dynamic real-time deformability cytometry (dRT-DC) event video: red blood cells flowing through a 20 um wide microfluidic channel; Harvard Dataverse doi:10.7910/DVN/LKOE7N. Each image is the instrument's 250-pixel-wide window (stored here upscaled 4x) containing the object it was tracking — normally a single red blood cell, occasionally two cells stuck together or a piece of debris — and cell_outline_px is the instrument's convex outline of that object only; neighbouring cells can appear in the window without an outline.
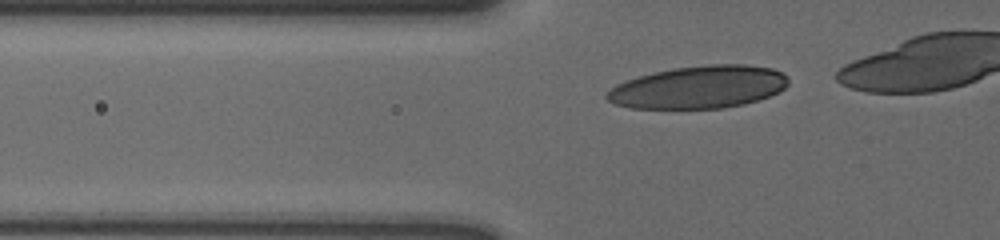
{"species": "human", "species_latin": "Homo sapiens", "temperature_condition": "cold", "stored_images_in_passage": 13, "camera_frame_rate_fps": 3000, "um_per_image_px": 0.085, "donor": {"sex": "male"}, "frame": {"image": 1, "passage_image": 5, "time_ms": 1.333, "image_size_px": [1000, 240], "cell_outline_px": [[788, 84], [780, 92], [744, 104], [724, 108], [632, 108], [616, 104], [608, 100], [604, 96], [616, 84], [640, 76], [672, 68], [708, 64], [744, 64], [772, 68], [784, 72], [788, 76]], "centroid_in_image_um": [59.45, 7.4], "position_along_channel_um": 66.4, "area_um2": 44.97}}
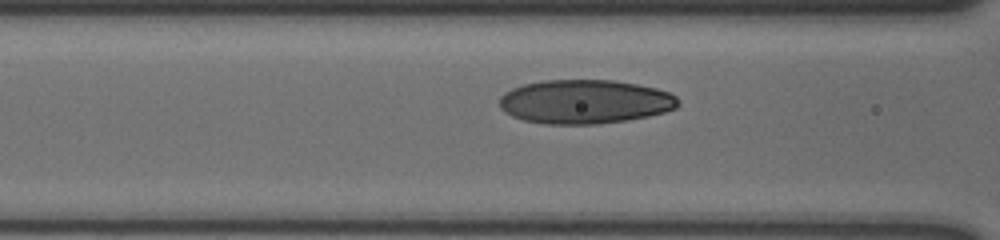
{"frame": {"image": 2, "passage_image": 10, "time_ms": 3.0, "image_size_px": [1000, 240], "cell_outline_px": [[680, 104], [676, 108], [664, 112], [648, 116], [624, 120], [596, 124], [544, 124], [524, 120], [512, 116], [504, 112], [500, 108], [500, 96], [504, 92], [512, 88], [524, 84], [544, 80], [612, 80], [636, 84], [656, 88], [668, 92], [676, 96]], "centroid_in_image_um": [49.69, 8.64], "position_along_channel_um": 116.9, "area_um2": 45.84}}
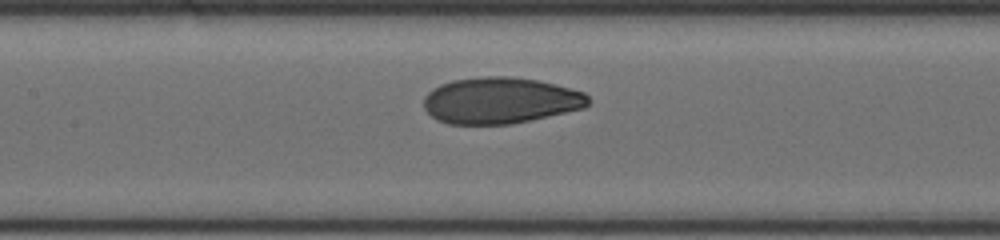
{"frame": {"image": 3, "passage_image": 12, "time_ms": 3.667, "image_size_px": [1000, 240], "cell_outline_px": [[592, 100], [584, 108], [512, 124], [448, 124], [436, 120], [424, 108], [424, 96], [432, 88], [440, 84], [452, 80], [480, 76], [512, 76], [536, 80], [556, 84], [584, 92]], "centroid_in_image_um": [42.52, 8.53], "position_along_channel_um": 164.9, "area_um2": 44.68}}